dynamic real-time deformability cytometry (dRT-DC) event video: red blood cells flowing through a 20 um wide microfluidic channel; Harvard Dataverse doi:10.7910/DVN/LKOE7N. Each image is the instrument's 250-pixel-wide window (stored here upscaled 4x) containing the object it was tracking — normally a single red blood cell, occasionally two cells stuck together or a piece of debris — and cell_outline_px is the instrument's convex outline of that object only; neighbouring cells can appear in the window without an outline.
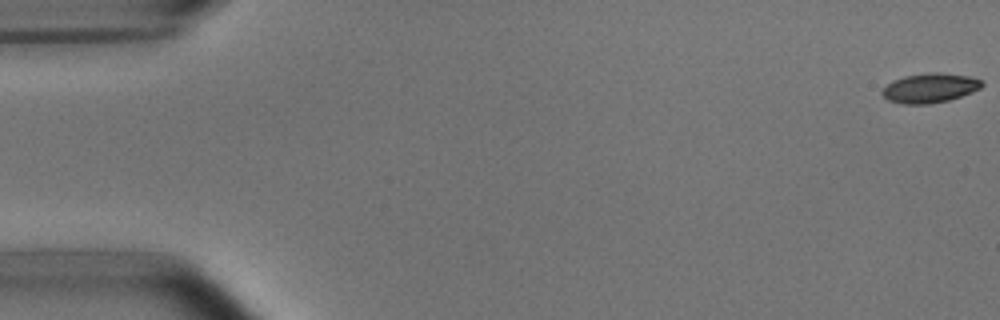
{"species": "common noctule bat (a hibernating species)", "species_latin": "Nyctalus noctula", "temperature_condition": "room temperature", "stored_images_in_passage": 53, "camera_frame_rate_fps": 3000, "um_per_image_px": 0.085, "animal": {"sex": "male", "body_mass_g": 15.6}, "frame": {"image": 1, "passage_image": 1, "time_ms": 0.0, "image_size_px": [1000, 320], "cell_outline_px": [[984, 84], [980, 88], [972, 92], [948, 100], [928, 104], [904, 104], [888, 100], [880, 92], [892, 80], [904, 76], [932, 72], [936, 72], [968, 76], [980, 80]], "centroid_in_image_um": [79.02, 7.48], "position_along_channel_um": 6.0, "area_um2": 16.94}}
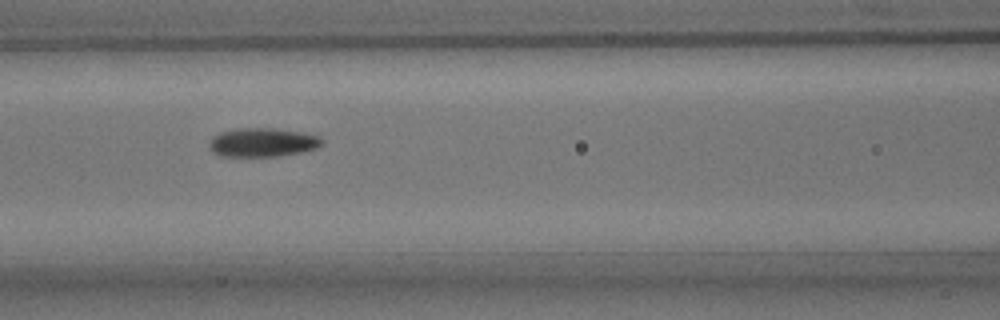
{"frame": {"image": 2, "passage_image": 23, "time_ms": 7.333, "image_size_px": [1000, 320], "cell_outline_px": [[324, 144], [320, 148], [300, 152], [276, 156], [220, 156], [212, 152], [208, 148], [208, 144], [212, 136], [220, 132], [236, 128], [276, 128], [300, 132], [320, 136], [324, 140]], "centroid_in_image_um": [22.32, 12.1], "position_along_channel_um": 144.3, "area_um2": 19.25}}
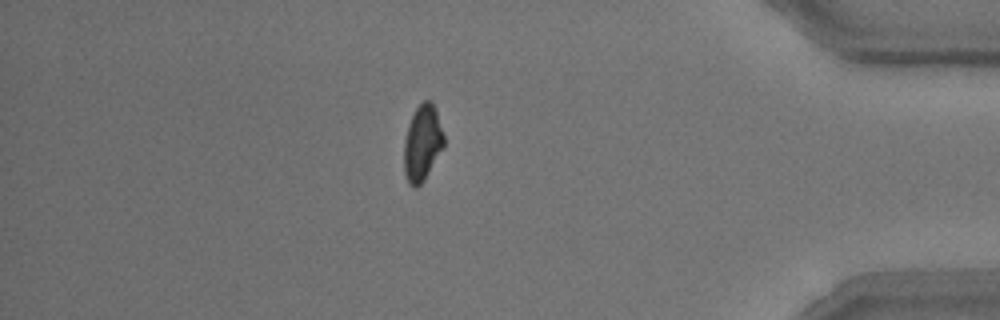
{"frame": {"image": 3, "passage_image": 46, "time_ms": 15.0, "image_size_px": [1000, 320], "cell_outline_px": [[444, 148], [424, 180], [416, 188], [408, 184], [404, 172], [404, 140], [408, 124], [416, 108], [424, 100], [428, 100], [436, 108], [444, 136]], "centroid_in_image_um": [35.9, 12.18], "position_along_channel_um": 399.3, "area_um2": 17.74}}